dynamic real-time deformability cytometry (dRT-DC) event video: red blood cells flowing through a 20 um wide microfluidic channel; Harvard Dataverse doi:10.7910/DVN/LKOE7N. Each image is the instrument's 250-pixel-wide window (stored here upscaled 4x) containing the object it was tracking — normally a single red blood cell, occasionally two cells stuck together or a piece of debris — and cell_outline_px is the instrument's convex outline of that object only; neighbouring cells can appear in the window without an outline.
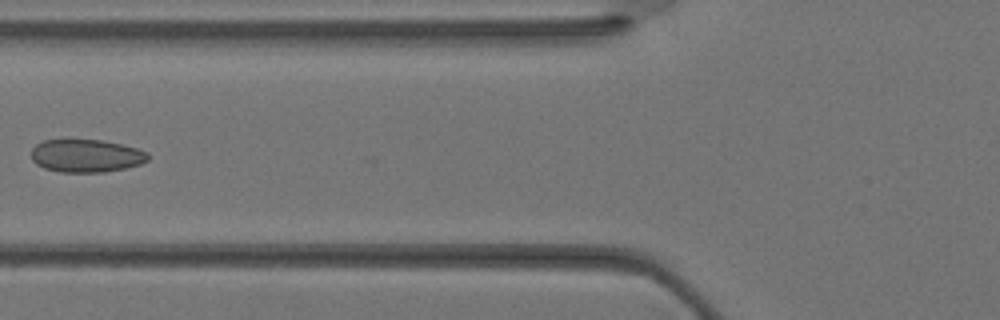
{"species": "Egyptian fruit bat (a non-hibernating species)", "species_latin": "Rousettus aegyptiacus", "temperature_condition": "warm", "stored_images_in_passage": 34, "camera_frame_rate_fps": 3000, "um_per_image_px": 0.085, "animal": {"sex": "female"}, "frame": {"image": 1, "passage_image": 14, "time_ms": 4.333, "image_size_px": [1000, 320], "cell_outline_px": [[148, 160], [140, 164], [124, 168], [104, 172], [60, 172], [44, 168], [36, 164], [32, 160], [32, 148], [36, 144], [44, 140], [100, 140], [120, 144], [136, 148], [148, 152]], "centroid_in_image_um": [7.31, 13.24], "position_along_channel_um": 118.5, "area_um2": 22.25}}
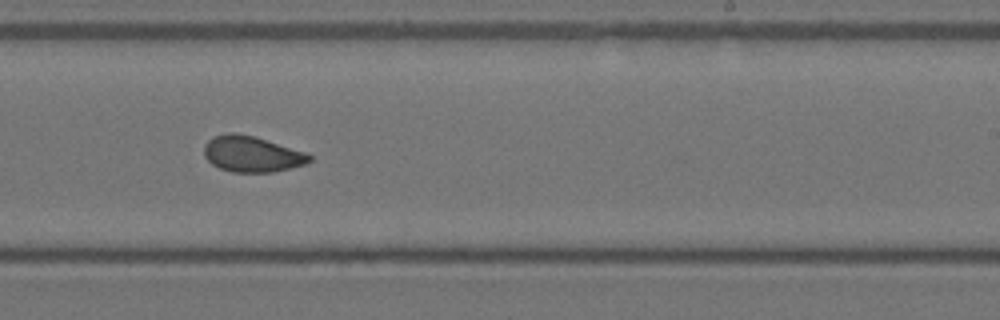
{"frame": {"image": 2, "passage_image": 22, "time_ms": 7.0, "image_size_px": [1000, 320], "cell_outline_px": [[312, 160], [308, 164], [272, 172], [232, 172], [220, 168], [212, 164], [204, 156], [204, 144], [212, 136], [228, 132], [236, 132], [256, 136], [308, 152], [312, 156]], "centroid_in_image_um": [21.44, 13.07], "position_along_channel_um": 267.6, "area_um2": 22.54}}
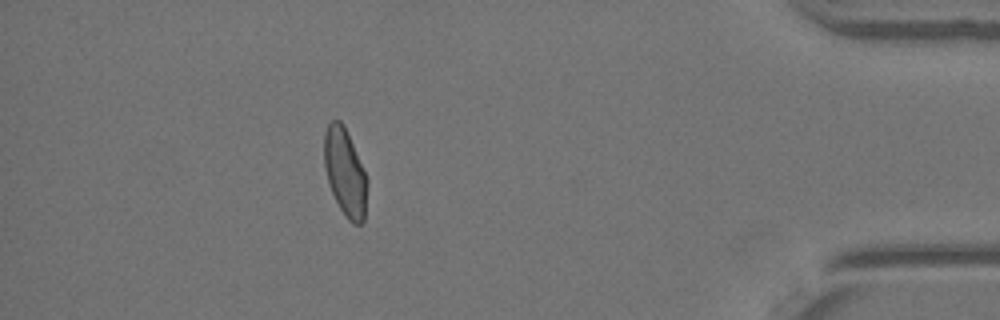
{"frame": {"image": 3, "passage_image": 32, "time_ms": 10.333, "image_size_px": [1000, 320], "cell_outline_px": [[368, 180], [364, 220], [360, 224], [352, 224], [348, 220], [340, 208], [328, 184], [324, 168], [324, 132], [328, 124], [332, 120], [340, 120], [344, 124]], "centroid_in_image_um": [29.32, 14.65], "position_along_channel_um": 405.9, "area_um2": 21.96}}